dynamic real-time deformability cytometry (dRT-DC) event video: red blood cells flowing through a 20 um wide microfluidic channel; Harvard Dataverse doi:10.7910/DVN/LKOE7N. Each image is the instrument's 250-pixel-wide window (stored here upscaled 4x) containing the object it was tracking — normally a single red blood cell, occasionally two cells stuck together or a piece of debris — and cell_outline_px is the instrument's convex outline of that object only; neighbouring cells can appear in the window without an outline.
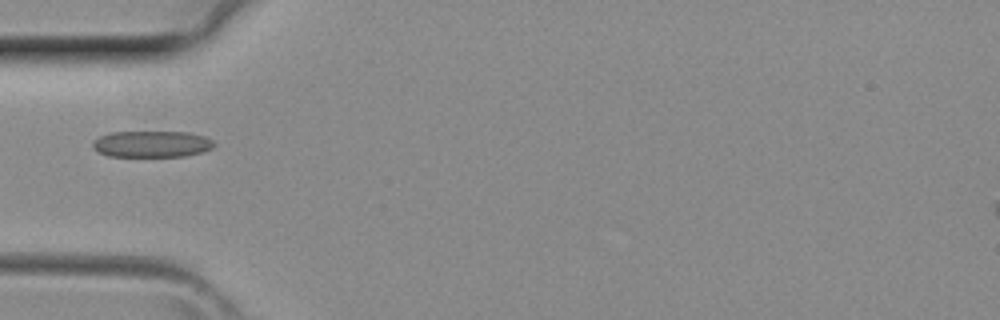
{"species": "common noctule bat (a hibernating species)", "species_latin": "Nyctalus noctula", "temperature_condition": "room temperature", "stored_images_in_passage": 1, "camera_frame_rate_fps": 3000, "um_per_image_px": 0.085, "animal": {"sex": "female", "body_mass_g": 29.2, "forearm_length_mm": 56.3}, "frame": {"image": 1, "passage_image": 1, "time_ms": 0.0, "image_size_px": [1000, 320], "cell_outline_px": [[216, 144], [212, 148], [200, 152], [184, 156], [108, 156], [92, 148], [92, 140], [100, 136], [112, 132], [188, 132], [204, 136], [212, 140]], "centroid_in_image_um": [12.88, 12.24], "position_along_channel_um": 72.1, "area_um2": 18.61}}